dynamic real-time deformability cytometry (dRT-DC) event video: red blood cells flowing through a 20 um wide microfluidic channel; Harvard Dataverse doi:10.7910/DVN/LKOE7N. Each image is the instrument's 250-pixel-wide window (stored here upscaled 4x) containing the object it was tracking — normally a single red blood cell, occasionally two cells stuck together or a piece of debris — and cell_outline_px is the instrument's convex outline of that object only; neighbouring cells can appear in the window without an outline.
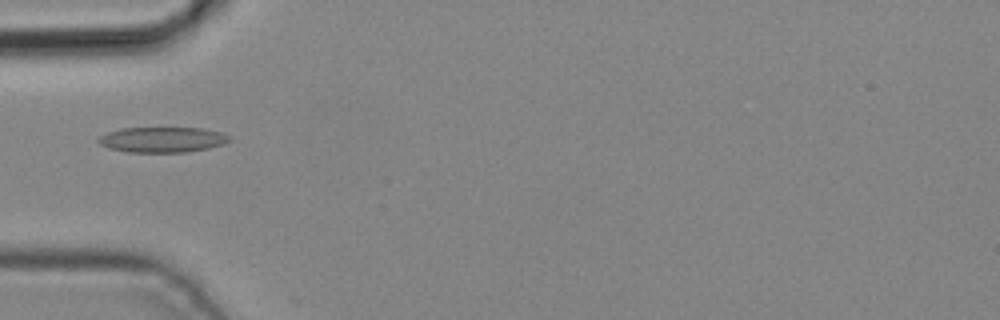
{"species": "common noctule bat (a hibernating species)", "species_latin": "Nyctalus noctula", "temperature_condition": "cold", "stored_images_in_passage": 3, "camera_frame_rate_fps": 3000, "um_per_image_px": 0.085, "animal": {"sex": "male", "body_mass_g": 19.2, "forearm_length_mm": 51.8}, "frame": {"image": 1, "passage_image": 3, "time_ms": 0.667, "image_size_px": [1000, 320], "cell_outline_px": [[232, 140], [224, 144], [208, 148], [188, 152], [128, 152], [108, 148], [100, 144], [96, 140], [100, 136], [108, 132], [120, 128], [204, 128], [220, 132], [232, 136]], "centroid_in_image_um": [13.83, 11.87], "position_along_channel_um": 71.2, "area_um2": 19.54}}